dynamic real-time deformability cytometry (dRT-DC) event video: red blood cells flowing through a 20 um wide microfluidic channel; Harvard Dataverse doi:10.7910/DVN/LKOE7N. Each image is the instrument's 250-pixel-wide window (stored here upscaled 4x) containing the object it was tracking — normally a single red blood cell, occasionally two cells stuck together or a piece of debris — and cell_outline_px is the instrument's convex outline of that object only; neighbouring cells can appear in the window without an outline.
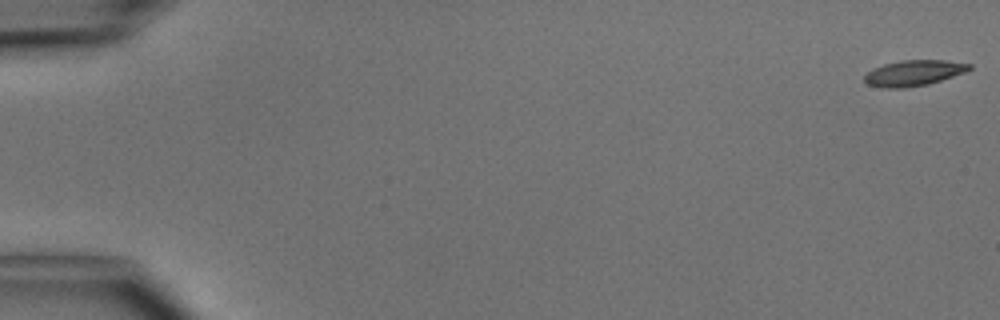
{"species": "common noctule bat (a hibernating species)", "species_latin": "Nyctalus noctula", "temperature_condition": "cold", "stored_images_in_passage": 50, "camera_frame_rate_fps": 3000, "um_per_image_px": 0.085, "animal": {"sex": "male", "body_mass_g": 15.6}, "frame": {"image": 1, "passage_image": 1, "time_ms": 0.0, "image_size_px": [1000, 320], "cell_outline_px": [[972, 68], [964, 72], [928, 84], [904, 88], [880, 88], [868, 84], [864, 80], [864, 76], [872, 68], [884, 64], [900, 60], [944, 60], [972, 64]], "centroid_in_image_um": [77.63, 6.2], "position_along_channel_um": 7.4, "area_um2": 15.66}}
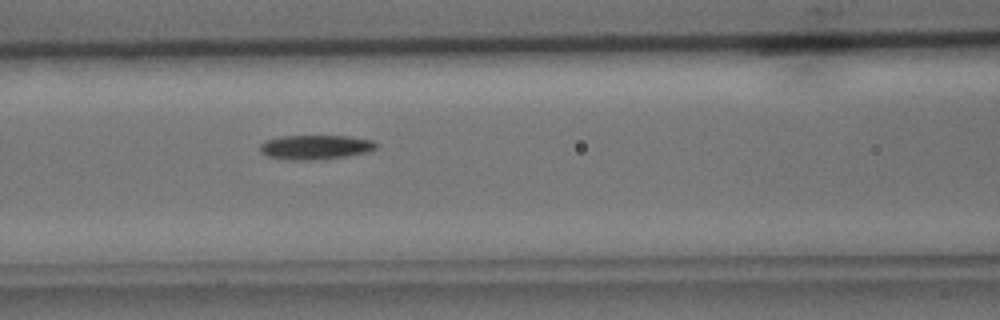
{"frame": {"image": 2, "passage_image": 22, "time_ms": 7.0, "image_size_px": [1000, 320], "cell_outline_px": [[380, 144], [372, 152], [348, 156], [312, 160], [292, 160], [268, 156], [260, 152], [260, 144], [264, 140], [280, 136], [348, 136], [376, 140]], "centroid_in_image_um": [26.88, 12.5], "position_along_channel_um": 139.7, "area_um2": 16.88}}
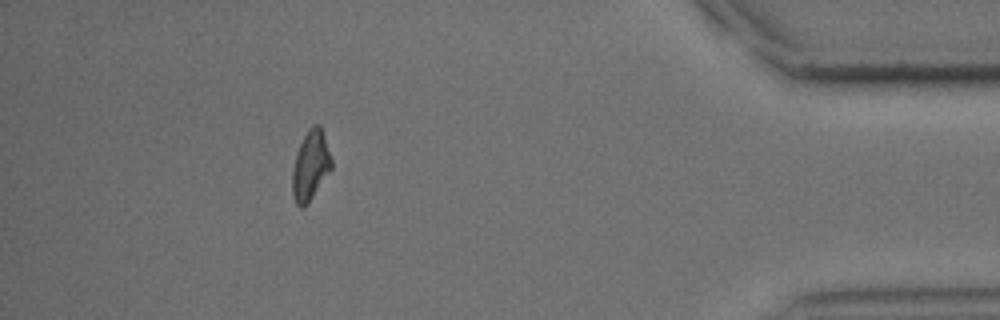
{"frame": {"image": 3, "passage_image": 45, "time_ms": 14.667, "image_size_px": [1000, 320], "cell_outline_px": [[332, 168], [304, 208], [300, 208], [296, 204], [292, 196], [292, 168], [296, 152], [308, 128], [312, 124], [320, 124], [332, 160]], "centroid_in_image_um": [26.37, 14.07], "position_along_channel_um": 408.8, "area_um2": 15.9}, "authors_computed_cell_mechanics": {"area_um2": 16.1262, "velocity_mm_per_s": 4.115, "shape_relaxation_time_tau1_ms": 4.4606, "shape_relaxation_time_tau2_ms": 11.1821, "deformation_change_tau1": 0.1581, "deformation_change_tau2": 0.255}}